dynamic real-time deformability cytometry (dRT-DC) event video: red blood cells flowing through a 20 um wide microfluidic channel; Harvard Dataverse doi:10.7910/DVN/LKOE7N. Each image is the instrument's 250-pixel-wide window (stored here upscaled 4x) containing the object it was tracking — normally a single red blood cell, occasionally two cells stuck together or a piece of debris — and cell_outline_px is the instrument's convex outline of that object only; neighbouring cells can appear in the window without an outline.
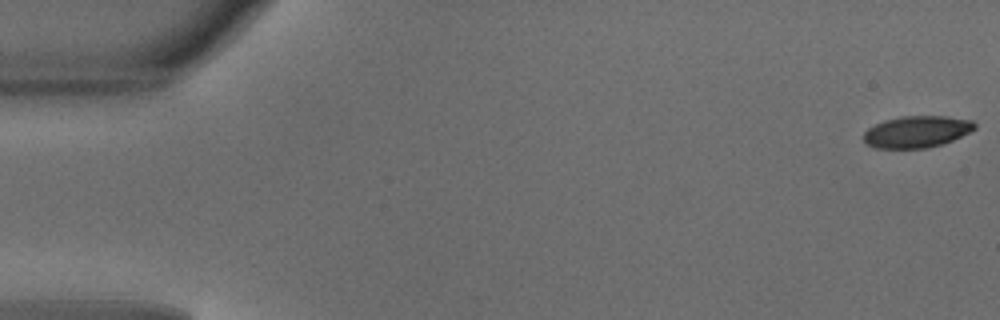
{"species": "common noctule bat (a hibernating species)", "species_latin": "Nyctalus noctula", "temperature_condition": "warm", "stored_images_in_passage": 49, "camera_frame_rate_fps": 3000, "um_per_image_px": 0.085, "animal": {"sex": "male", "body_mass_g": 18.8}, "frame": {"image": 1, "passage_image": 1, "time_ms": 0.0, "image_size_px": [1000, 320], "cell_outline_px": [[976, 128], [952, 140], [940, 144], [924, 148], [876, 148], [868, 144], [864, 140], [864, 132], [868, 128], [884, 120], [900, 116], [948, 116], [972, 120], [976, 124]], "centroid_in_image_um": [77.92, 11.18], "position_along_channel_um": 7.1, "area_um2": 20.35}}
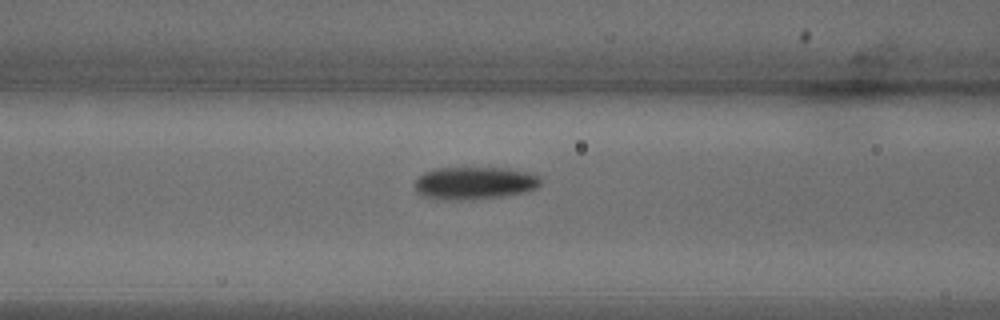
{"frame": {"image": 2, "passage_image": 20, "time_ms": 6.333, "image_size_px": [1000, 320], "cell_outline_px": [[540, 184], [536, 188], [524, 192], [500, 196], [460, 200], [440, 200], [420, 196], [416, 192], [416, 176], [424, 172], [436, 168], [508, 168], [532, 172], [540, 176]], "centroid_in_image_um": [40.3, 15.55], "position_along_channel_um": 126.3, "area_um2": 24.1}}
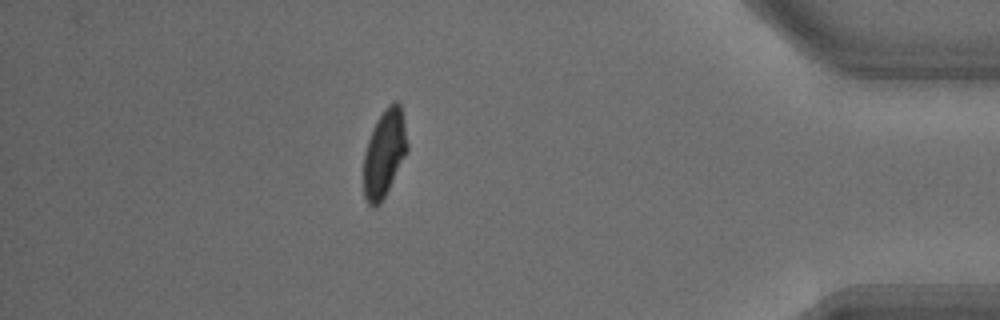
{"frame": {"image": 3, "passage_image": 43, "time_ms": 14.0, "image_size_px": [1000, 320], "cell_outline_px": [[408, 152], [380, 204], [376, 208], [368, 204], [364, 196], [364, 152], [368, 140], [376, 120], [384, 108], [388, 104], [396, 100], [400, 104], [404, 120], [408, 144]], "centroid_in_image_um": [32.68, 13.01], "position_along_channel_um": 402.5, "area_um2": 22.37}, "authors_computed_cell_mechanics": {"area_um2": 22.7732, "velocity_mm_per_s": 4.1459, "shape_relaxation_time_tau1_ms": 2.9844, "shape_relaxation_time_tau2_ms": 4.8868, "deformation_change_tau1": 0.1369, "deformation_change_tau2": 0.0907}}